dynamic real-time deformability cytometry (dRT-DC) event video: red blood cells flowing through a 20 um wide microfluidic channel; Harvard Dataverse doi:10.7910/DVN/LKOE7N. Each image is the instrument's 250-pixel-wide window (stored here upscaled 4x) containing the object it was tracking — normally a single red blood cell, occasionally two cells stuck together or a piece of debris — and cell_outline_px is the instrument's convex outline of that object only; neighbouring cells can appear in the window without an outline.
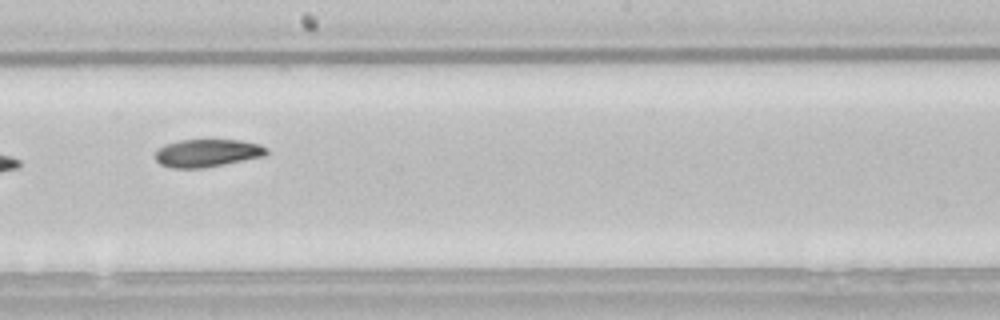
{"species": "common noctule bat (a hibernating species)", "species_latin": "Nyctalus noctula", "temperature_condition": "room temperature", "stored_images_in_passage": 8, "camera_frame_rate_fps": 3000, "um_per_image_px": 0.085, "animal": {"sex": "male", "body_mass_g": 21.5, "forearm_length_mm": 52.0}, "frame": {"image": 1, "passage_image": 7, "time_ms": 2.0, "image_size_px": [1000, 320], "cell_outline_px": [[268, 152], [264, 156], [204, 168], [172, 168], [160, 164], [156, 160], [156, 152], [164, 144], [180, 140], [240, 140], [260, 144], [268, 148]], "centroid_in_image_um": [17.63, 13.0], "position_along_channel_um": 230.6, "area_um2": 17.98}}